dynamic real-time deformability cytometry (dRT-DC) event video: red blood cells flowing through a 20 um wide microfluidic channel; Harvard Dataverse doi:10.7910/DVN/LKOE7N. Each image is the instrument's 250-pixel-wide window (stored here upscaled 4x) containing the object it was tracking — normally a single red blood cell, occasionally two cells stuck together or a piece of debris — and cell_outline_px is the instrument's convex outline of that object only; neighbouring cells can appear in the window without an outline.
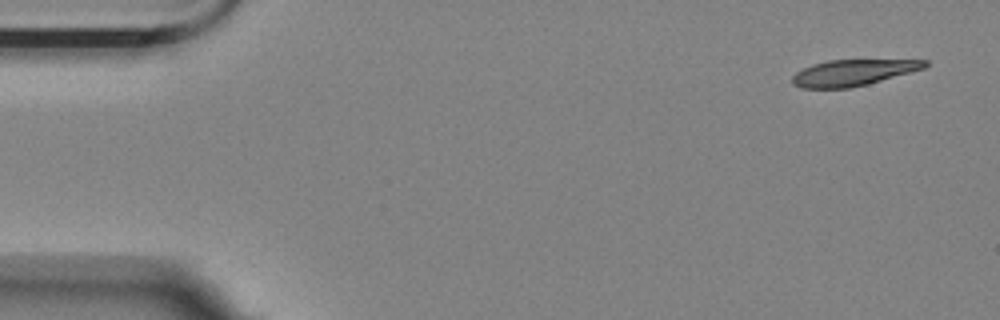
{"species": "Egyptian fruit bat (a non-hibernating species)", "species_latin": "Rousettus aegyptiacus", "temperature_condition": "room temperature", "stored_images_in_passage": 7, "camera_frame_rate_fps": 3000, "um_per_image_px": 0.085, "animal": {"sex": "female"}, "frame": {"image": 1, "passage_image": 1, "time_ms": 0.0, "image_size_px": [1000, 320], "cell_outline_px": [[928, 64], [924, 68], [868, 84], [848, 88], [800, 88], [792, 84], [792, 76], [796, 72], [812, 64], [828, 60], [928, 60]], "centroid_in_image_um": [72.46, 6.18], "position_along_channel_um": 12.5, "area_um2": 20.06}}
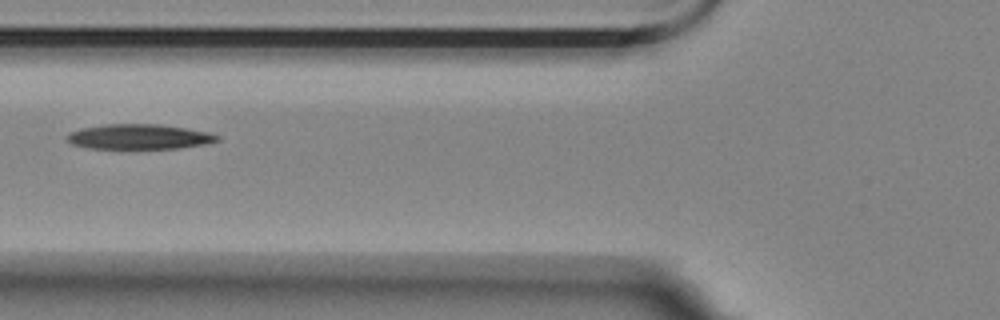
{"frame": {"image": 2, "passage_image": 6, "time_ms": 1.667, "image_size_px": [1000, 320], "cell_outline_px": [[220, 140], [208, 144], [180, 148], [88, 148], [72, 144], [64, 136], [68, 132], [80, 128], [104, 124], [156, 124], [184, 128], [208, 132], [220, 136]], "centroid_in_image_um": [11.81, 11.62], "position_along_channel_um": 114.0, "area_um2": 21.96}}
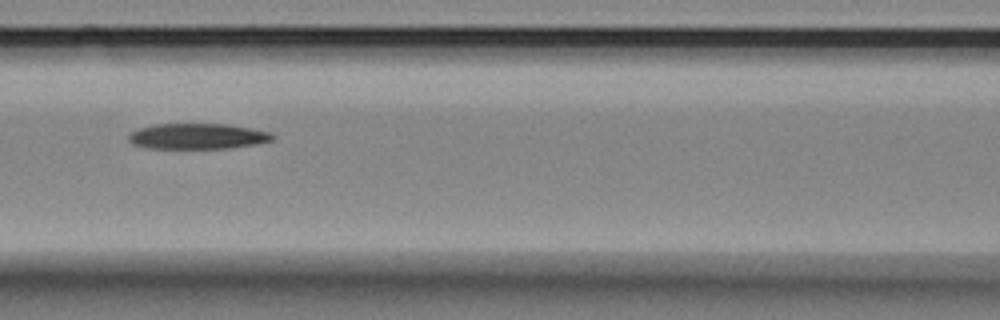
{"frame": {"image": 3, "passage_image": 7, "time_ms": 2.0, "image_size_px": [1000, 320], "cell_outline_px": [[276, 136], [272, 140], [256, 144], [228, 148], [148, 148], [132, 144], [128, 140], [128, 136], [132, 132], [140, 128], [152, 124], [228, 124], [252, 128], [272, 132]], "centroid_in_image_um": [16.82, 11.58], "position_along_channel_um": 149.8, "area_um2": 21.56}}